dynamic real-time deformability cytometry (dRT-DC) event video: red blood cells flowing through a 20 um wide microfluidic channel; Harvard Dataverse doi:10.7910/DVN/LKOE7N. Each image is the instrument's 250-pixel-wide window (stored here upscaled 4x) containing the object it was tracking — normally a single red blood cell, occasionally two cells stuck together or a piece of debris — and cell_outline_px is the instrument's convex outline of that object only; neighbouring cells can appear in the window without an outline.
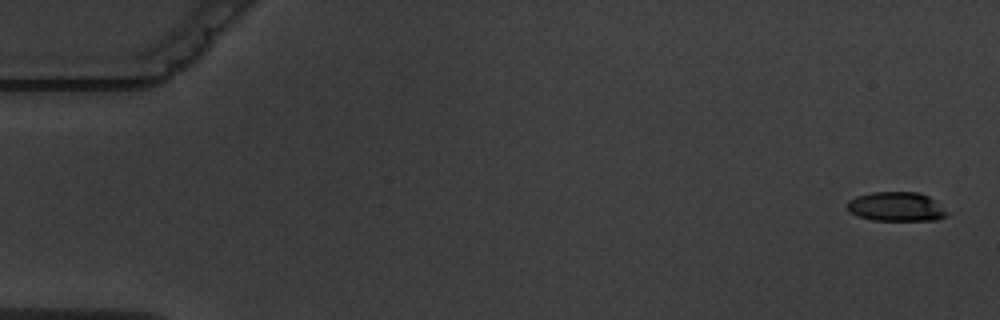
{"species": "common noctule bat (a hibernating species)", "species_latin": "Nyctalus noctula", "temperature_condition": "warm", "stored_images_in_passage": 5, "camera_frame_rate_fps": 3000, "um_per_image_px": 0.085, "animal": {"sex": "male", "body_mass_g": 19.5, "forearm_length_mm": 54.6}, "frame": {"image": 1, "passage_image": 1, "time_ms": 0.0, "image_size_px": [1000, 320], "cell_outline_px": [[948, 216], [936, 220], [872, 220], [856, 216], [848, 212], [848, 200], [856, 196], [872, 192], [920, 192], [928, 196], [948, 212]], "centroid_in_image_um": [76.15, 17.57], "position_along_channel_um": 8.8, "area_um2": 17.05}}